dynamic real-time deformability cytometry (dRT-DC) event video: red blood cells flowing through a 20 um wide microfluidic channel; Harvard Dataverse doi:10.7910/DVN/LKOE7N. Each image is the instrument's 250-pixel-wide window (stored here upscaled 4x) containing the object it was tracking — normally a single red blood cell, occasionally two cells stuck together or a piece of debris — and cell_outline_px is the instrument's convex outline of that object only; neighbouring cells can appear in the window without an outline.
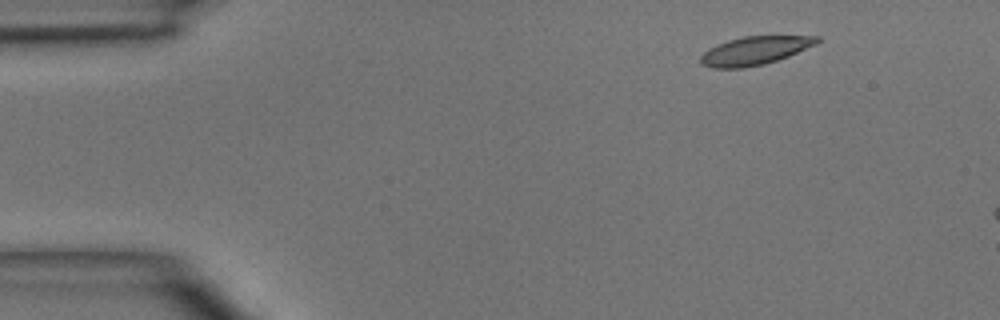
{"species": "common noctule bat (a hibernating species)", "species_latin": "Nyctalus noctula", "temperature_condition": "room temperature", "stored_images_in_passage": 4, "camera_frame_rate_fps": 3000, "um_per_image_px": 0.085, "animal": {"sex": "male", "body_mass_g": 15.6}, "frame": {"image": 1, "passage_image": 2, "time_ms": 1.0, "image_size_px": [1000, 320], "cell_outline_px": [[820, 40], [816, 44], [788, 56], [764, 64], [744, 68], [712, 68], [700, 64], [700, 56], [708, 48], [716, 44], [728, 40], [744, 36], [820, 36]], "centroid_in_image_um": [64.11, 4.31], "position_along_channel_um": 20.9, "area_um2": 19.25}}